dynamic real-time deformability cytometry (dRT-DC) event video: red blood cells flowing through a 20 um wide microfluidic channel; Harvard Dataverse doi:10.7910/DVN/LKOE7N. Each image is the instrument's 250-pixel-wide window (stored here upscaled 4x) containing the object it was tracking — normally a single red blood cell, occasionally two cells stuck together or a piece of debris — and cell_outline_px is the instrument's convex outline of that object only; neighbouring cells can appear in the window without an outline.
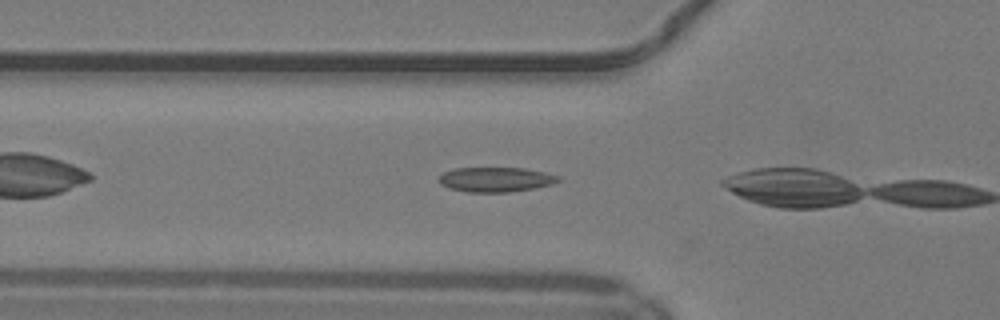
{"species": "common noctule bat (a hibernating species)", "species_latin": "Nyctalus noctula", "temperature_condition": "warm", "stored_images_in_passage": 7, "camera_frame_rate_fps": 3000, "um_per_image_px": 0.085, "animal": {"sex": "male", "body_mass_g": 19.2, "forearm_length_mm": 51.8}, "frame": {"image": 1, "passage_image": 6, "time_ms": 1.667, "image_size_px": [1000, 320], "cell_outline_px": [[560, 180], [552, 184], [536, 188], [508, 192], [468, 192], [448, 188], [440, 184], [436, 180], [444, 172], [456, 168], [524, 168], [544, 172], [560, 176]], "centroid_in_image_um": [42.12, 15.26], "position_along_channel_um": 83.7, "area_um2": 17.28}}